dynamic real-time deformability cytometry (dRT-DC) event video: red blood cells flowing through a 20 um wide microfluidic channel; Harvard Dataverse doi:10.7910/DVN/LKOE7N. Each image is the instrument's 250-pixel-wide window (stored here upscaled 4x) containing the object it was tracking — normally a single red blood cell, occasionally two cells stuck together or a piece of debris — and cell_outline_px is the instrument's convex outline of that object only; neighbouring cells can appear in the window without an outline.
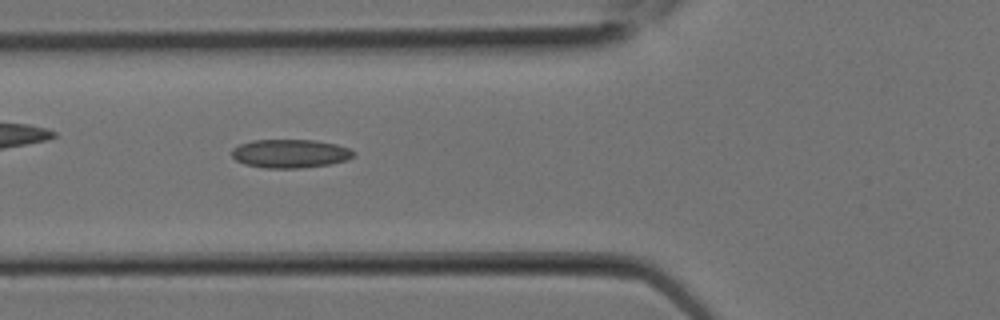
{"species": "Egyptian fruit bat (a non-hibernating species)", "species_latin": "Rousettus aegyptiacus", "temperature_condition": "room temperature", "stored_images_in_passage": 4, "camera_frame_rate_fps": 3000, "um_per_image_px": 0.085, "animal": {"sex": "female"}, "frame": {"image": 1, "passage_image": 4, "time_ms": 1.0, "image_size_px": [1000, 320], "cell_outline_px": [[356, 152], [352, 156], [344, 160], [328, 164], [300, 168], [264, 168], [244, 164], [236, 160], [232, 156], [232, 148], [240, 144], [252, 140], [312, 140], [336, 144], [348, 148]], "centroid_in_image_um": [24.62, 13.05], "position_along_channel_um": 101.2, "area_um2": 20.11}}